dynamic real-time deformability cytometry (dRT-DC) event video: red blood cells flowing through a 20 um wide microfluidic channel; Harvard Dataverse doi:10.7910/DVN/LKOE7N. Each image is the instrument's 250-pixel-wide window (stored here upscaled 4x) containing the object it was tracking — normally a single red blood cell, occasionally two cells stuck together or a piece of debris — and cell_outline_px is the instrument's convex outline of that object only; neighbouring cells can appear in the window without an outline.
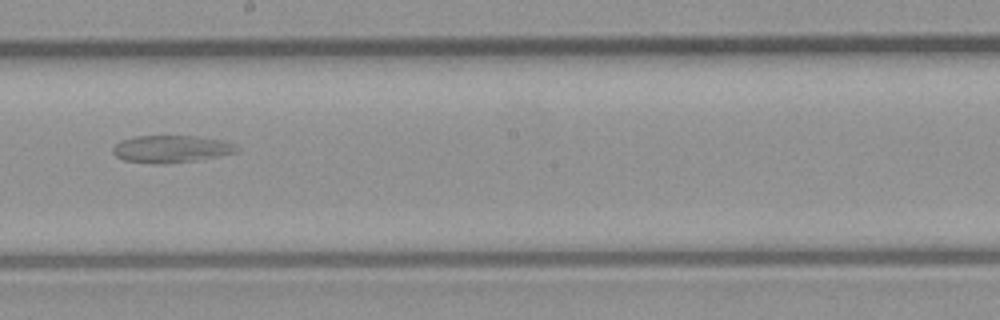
{"species": "common noctule bat (a hibernating species)", "species_latin": "Nyctalus noctula", "temperature_condition": "room temperature", "stored_images_in_passage": 45, "camera_frame_rate_fps": 3000, "um_per_image_px": 0.085, "animal": {"sex": "male", "body_mass_g": 23.1, "forearm_length_mm": 52.7}, "frame": {"image": 1, "passage_image": 24, "time_ms": 7.667, "image_size_px": [1000, 320], "cell_outline_px": [[240, 148], [236, 152], [192, 160], [164, 164], [152, 164], [124, 160], [116, 156], [112, 152], [112, 148], [120, 140], [136, 136], [192, 136], [224, 140]], "centroid_in_image_um": [14.48, 12.65], "position_along_channel_um": 233.7, "area_um2": 19.42}}
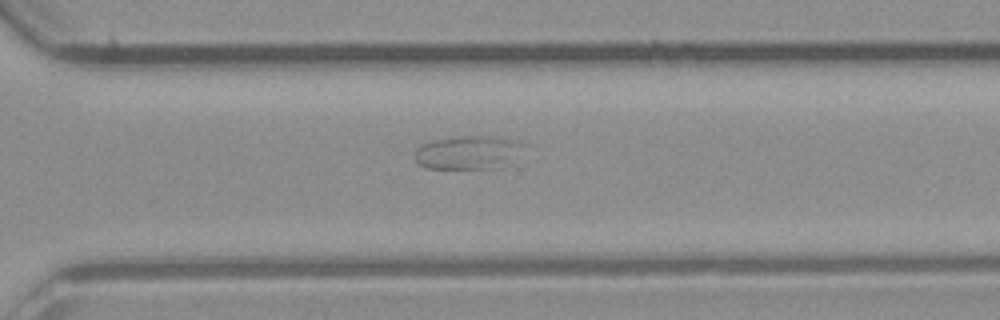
{"frame": {"image": 2, "passage_image": 31, "time_ms": 10.0, "image_size_px": [1000, 320], "cell_outline_px": [[520, 144], [488, 168], [424, 168], [412, 156], [416, 148], [420, 144], [436, 140], [460, 136], [496, 136], [516, 140]], "centroid_in_image_um": [39.42, 12.91], "position_along_channel_um": 331.2, "area_um2": 19.42}}
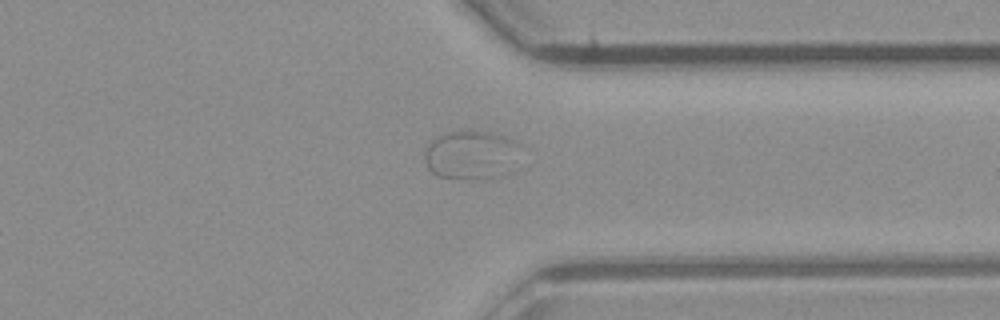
{"frame": {"image": 3, "passage_image": 34, "time_ms": 11.0, "image_size_px": [1000, 320], "cell_outline_px": [[520, 144], [496, 176], [436, 176], [428, 168], [424, 156], [424, 152], [428, 144], [436, 136], [444, 132], [492, 132], [508, 136], [516, 140]], "centroid_in_image_um": [39.87, 13.06], "position_along_channel_um": 371.5, "area_um2": 25.2}}